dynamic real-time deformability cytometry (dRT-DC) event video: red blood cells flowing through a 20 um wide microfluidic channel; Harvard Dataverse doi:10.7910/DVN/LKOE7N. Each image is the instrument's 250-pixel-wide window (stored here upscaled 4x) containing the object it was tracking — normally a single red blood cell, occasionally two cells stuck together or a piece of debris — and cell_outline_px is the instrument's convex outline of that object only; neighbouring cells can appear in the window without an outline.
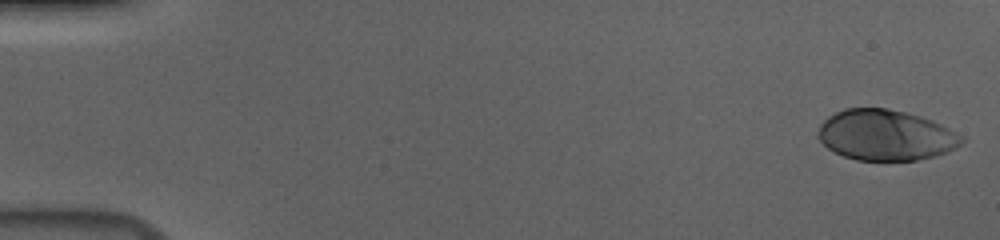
{"species": "human", "species_latin": "Homo sapiens", "temperature_condition": "cold", "stored_images_in_passage": 49, "camera_frame_rate_fps": 3000, "um_per_image_px": 0.085, "donor": {"sex": "male"}, "frame": {"image": 1, "passage_image": 1, "time_ms": 0.0, "image_size_px": [1000, 240], "cell_outline_px": [[964, 140], [956, 148], [932, 156], [916, 160], [856, 160], [844, 156], [828, 148], [816, 136], [816, 132], [820, 124], [828, 116], [844, 108], [888, 108], [920, 116], [932, 120], [964, 136]], "centroid_in_image_um": [75.25, 11.48], "position_along_channel_um": 9.8, "area_um2": 42.25}}
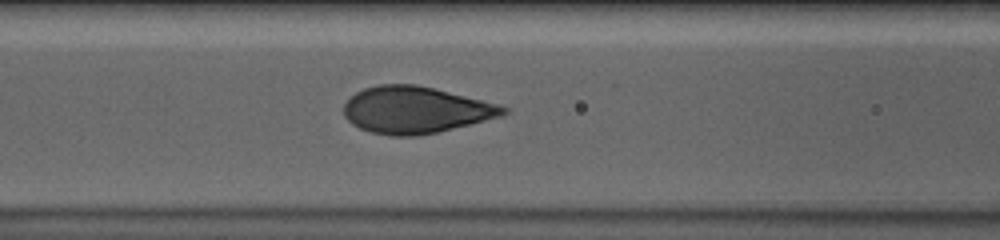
{"frame": {"image": 2, "passage_image": 24, "time_ms": 7.667, "image_size_px": [1000, 240], "cell_outline_px": [[508, 112], [504, 116], [436, 132], [416, 136], [392, 136], [372, 132], [360, 128], [352, 124], [344, 116], [344, 104], [356, 92], [364, 88], [380, 84], [416, 84], [500, 104], [508, 108]], "centroid_in_image_um": [35.33, 9.34], "position_along_channel_um": 131.3, "area_um2": 43.35}}
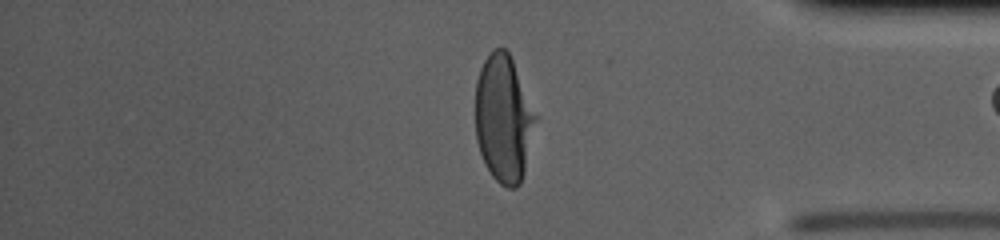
{"frame": {"image": 3, "passage_image": 47, "time_ms": 15.333, "image_size_px": [1000, 240], "cell_outline_px": [[536, 120], [524, 172], [520, 184], [516, 188], [508, 188], [500, 184], [492, 176], [484, 164], [476, 140], [476, 80], [480, 68], [484, 60], [496, 48], [504, 48], [508, 52], [512, 60], [536, 116]], "centroid_in_image_um": [42.78, 10.13], "position_along_channel_um": 392.4, "area_um2": 44.04}, "authors_computed_cell_mechanics": {"area_um2": 43.5812, "velocity_mm_per_s": 3.6666, "shape_relaxation_time_tau1_ms": 3.6093, "shape_relaxation_time_tau2_ms": null, "deformation_change_tau1": 0.1918, "deformation_change_tau2": null}}